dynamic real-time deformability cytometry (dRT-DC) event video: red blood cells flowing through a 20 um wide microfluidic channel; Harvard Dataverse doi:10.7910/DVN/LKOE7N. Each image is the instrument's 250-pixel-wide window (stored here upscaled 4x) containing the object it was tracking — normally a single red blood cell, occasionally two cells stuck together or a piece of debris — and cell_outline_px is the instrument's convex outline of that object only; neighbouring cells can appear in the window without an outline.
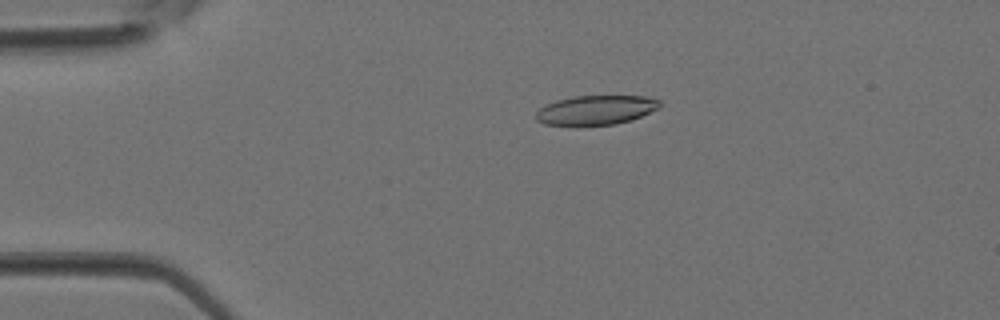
{"species": "Egyptian fruit bat (a non-hibernating species)", "species_latin": "Rousettus aegyptiacus", "temperature_condition": "room temperature", "stored_images_in_passage": 37, "camera_frame_rate_fps": 3000, "um_per_image_px": 0.085, "animal": {"sex": "female"}, "frame": {"image": 1, "passage_image": 8, "time_ms": 2.333, "image_size_px": [1000, 320], "cell_outline_px": [[660, 108], [640, 116], [616, 124], [544, 124], [536, 120], [536, 112], [540, 108], [556, 100], [572, 96], [648, 96], [660, 100]], "centroid_in_image_um": [50.67, 9.33], "position_along_channel_um": 34.3, "area_um2": 20.81}}
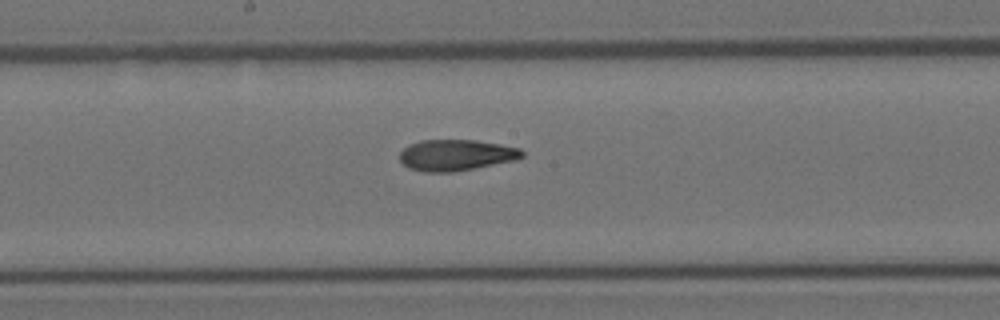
{"frame": {"image": 2, "passage_image": 20, "time_ms": 6.333, "image_size_px": [1000, 320], "cell_outline_px": [[524, 156], [516, 160], [452, 172], [424, 172], [408, 168], [400, 160], [400, 152], [408, 144], [420, 140], [476, 140], [500, 144], [520, 148], [524, 152]], "centroid_in_image_um": [38.76, 13.18], "position_along_channel_um": 209.4, "area_um2": 22.25}}
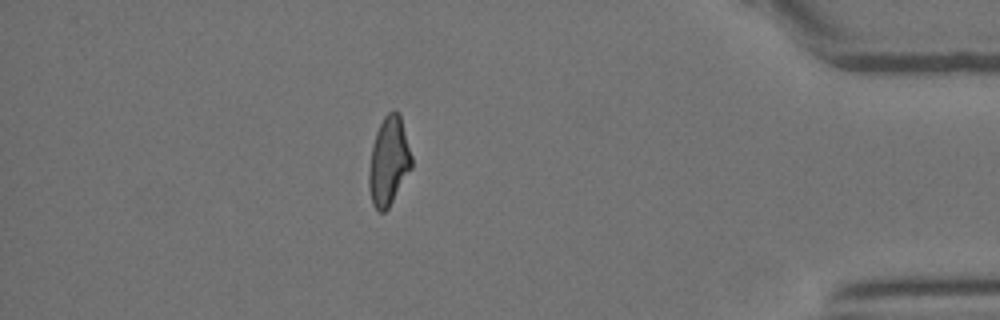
{"frame": {"image": 3, "passage_image": 33, "time_ms": 10.667, "image_size_px": [1000, 320], "cell_outline_px": [[412, 168], [388, 208], [384, 212], [380, 212], [372, 204], [368, 188], [368, 172], [372, 144], [376, 132], [384, 116], [392, 108], [400, 112], [412, 156]], "centroid_in_image_um": [33.04, 13.67], "position_along_channel_um": 402.2, "area_um2": 22.31}}